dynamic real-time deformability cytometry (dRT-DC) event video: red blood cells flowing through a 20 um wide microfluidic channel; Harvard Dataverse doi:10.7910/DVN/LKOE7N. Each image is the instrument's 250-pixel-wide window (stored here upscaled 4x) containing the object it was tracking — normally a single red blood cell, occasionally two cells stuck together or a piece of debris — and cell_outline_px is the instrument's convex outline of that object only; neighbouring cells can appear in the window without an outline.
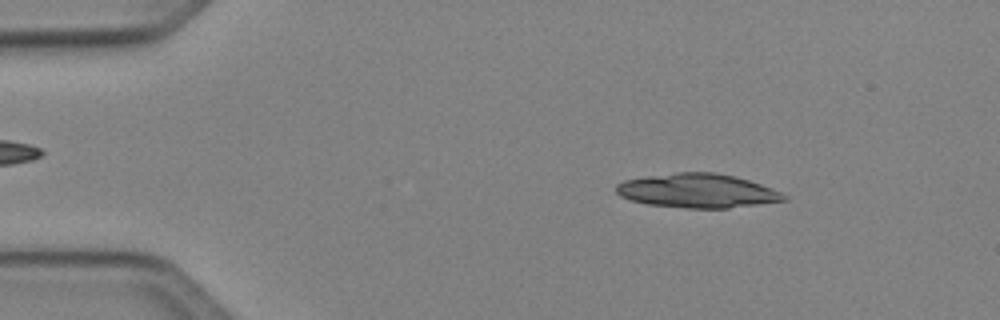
{"species": "Egyptian fruit bat (a non-hibernating species)", "species_latin": "Rousettus aegyptiacus", "temperature_condition": "cold", "stored_images_in_passage": 42, "camera_frame_rate_fps": 3000, "um_per_image_px": 0.085, "animal": {"sex": "female"}, "frame": {"image": 1, "passage_image": 1, "time_ms": 0.0, "image_size_px": [1000, 320], "cell_outline_px": [[788, 200], [728, 208], [684, 208], [648, 204], [628, 200], [620, 196], [616, 192], [616, 184], [624, 180], [644, 176], [676, 172], [712, 172], [732, 176], [748, 180], [760, 184], [780, 192], [788, 196]], "centroid_in_image_um": [59.24, 16.22], "position_along_channel_um": 25.8, "area_um2": 33.29}}